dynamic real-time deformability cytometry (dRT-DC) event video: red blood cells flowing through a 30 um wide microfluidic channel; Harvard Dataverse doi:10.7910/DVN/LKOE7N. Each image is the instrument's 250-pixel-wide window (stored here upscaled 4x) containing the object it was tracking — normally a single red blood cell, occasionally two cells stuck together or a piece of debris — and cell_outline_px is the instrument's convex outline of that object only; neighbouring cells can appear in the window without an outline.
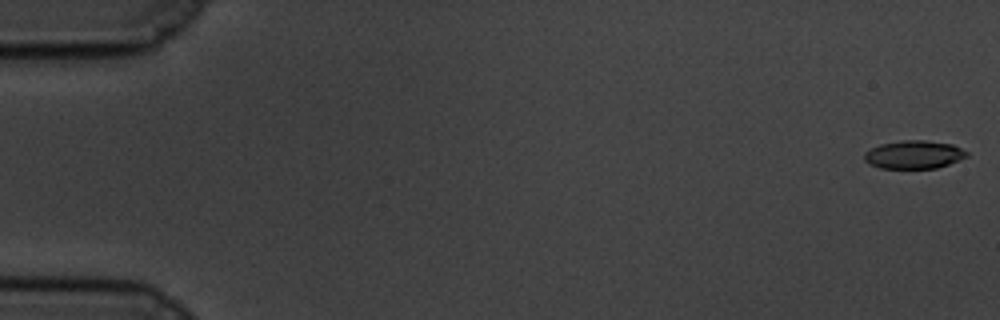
{"species": "common noctule bat (a hibernating species)", "species_latin": "Nyctalus noctula", "temperature_condition": "cold", "stored_images_in_passage": 58, "camera_frame_rate_fps": 3000, "um_per_image_px": 0.085, "animal": {"sex": "male", "body_mass_g": 19.5, "forearm_length_mm": 54.6}, "frame": {"image": 1, "passage_image": 1, "time_ms": 0.0, "image_size_px": [1000, 320], "cell_outline_px": [[968, 156], [948, 164], [936, 168], [880, 168], [868, 164], [864, 160], [864, 152], [880, 144], [900, 140], [928, 140], [952, 144], [968, 152]], "centroid_in_image_um": [77.66, 13.13], "position_along_channel_um": 7.3, "area_um2": 16.88}}
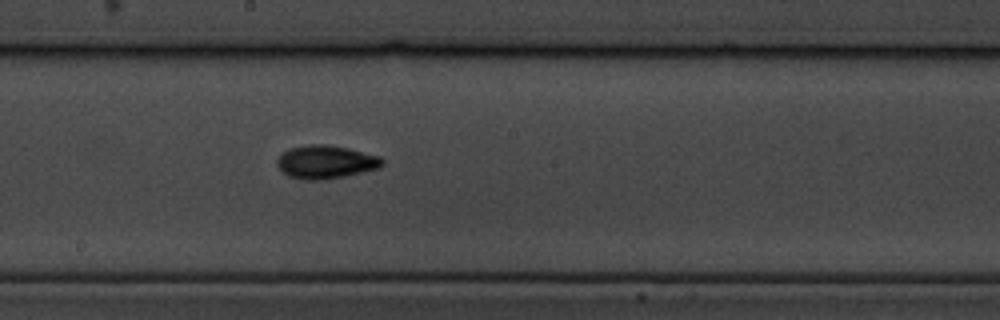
{"frame": {"image": 2, "passage_image": 32, "time_ms": 10.333, "image_size_px": [1000, 320], "cell_outline_px": [[384, 164], [380, 168], [344, 176], [324, 180], [304, 180], [288, 176], [276, 164], [276, 160], [288, 148], [308, 144], [324, 144], [348, 148], [380, 156], [384, 160]], "centroid_in_image_um": [27.7, 13.76], "position_along_channel_um": 220.5, "area_um2": 20.46}}
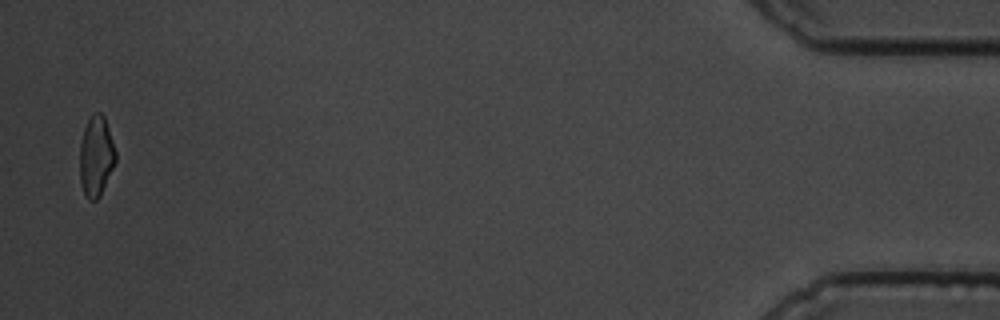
{"frame": {"image": 3, "passage_image": 57, "time_ms": 18.667, "image_size_px": [1000, 320], "cell_outline_px": [[116, 160], [100, 196], [96, 200], [88, 200], [84, 192], [80, 180], [80, 144], [84, 128], [92, 112], [100, 112], [104, 116], [116, 152]], "centroid_in_image_um": [8.16, 13.26], "position_along_channel_um": 427.0, "area_um2": 16.65}, "authors_computed_cell_mechanics": {"area_um2": 17.8891, "velocity_mm_per_s": 3.5023, "shape_relaxation_time_tau1_ms": 3.3943, "shape_relaxation_time_tau2_ms": 4.1591, "deformation_change_tau1": 0.1406, "deformation_change_tau2": 0.0973}}